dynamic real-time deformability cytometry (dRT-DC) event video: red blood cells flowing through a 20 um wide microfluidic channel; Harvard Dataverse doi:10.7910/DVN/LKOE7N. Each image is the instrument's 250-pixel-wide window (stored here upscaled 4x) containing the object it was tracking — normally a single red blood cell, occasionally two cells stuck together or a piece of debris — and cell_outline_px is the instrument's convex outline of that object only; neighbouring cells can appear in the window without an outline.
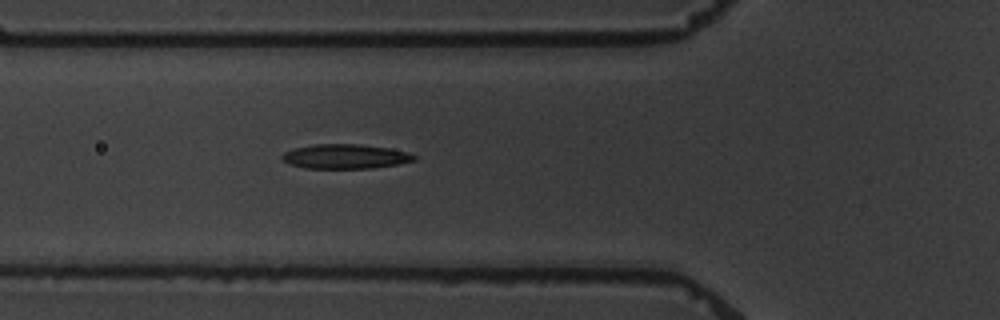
{"species": "common noctule bat (a hibernating species)", "species_latin": "Nyctalus noctula", "temperature_condition": "warm", "stored_images_in_passage": 2, "camera_frame_rate_fps": 3000, "um_per_image_px": 0.085, "animal": {"sex": "male", "body_mass_g": 19.5, "forearm_length_mm": 54.6}, "frame": {"image": 1, "passage_image": 2, "time_ms": 1.0, "image_size_px": [1000, 320], "cell_outline_px": [[416, 160], [400, 164], [372, 168], [304, 168], [280, 160], [280, 156], [284, 152], [296, 148], [316, 144], [360, 144], [388, 148], [408, 152], [416, 156]], "centroid_in_image_um": [29.36, 13.3], "position_along_channel_um": 96.4, "area_um2": 18.84}}